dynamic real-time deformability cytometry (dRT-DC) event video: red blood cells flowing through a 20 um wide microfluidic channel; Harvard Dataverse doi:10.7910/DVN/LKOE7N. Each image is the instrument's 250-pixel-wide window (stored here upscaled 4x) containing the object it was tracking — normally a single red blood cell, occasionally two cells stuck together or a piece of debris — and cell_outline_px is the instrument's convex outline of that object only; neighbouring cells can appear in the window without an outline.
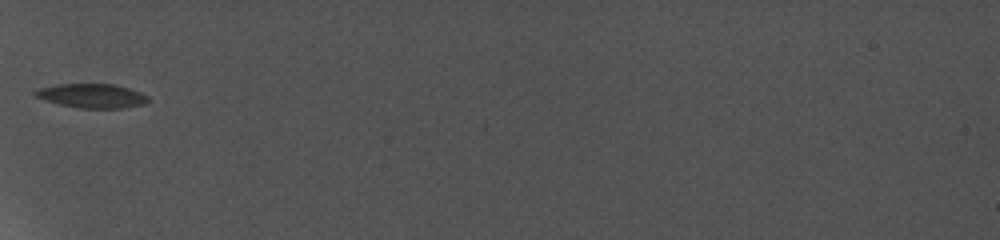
{"species": "common noctule bat (a hibernating species)", "species_latin": "Nyctalus noctula", "temperature_condition": "cold", "stored_images_in_passage": 8, "camera_frame_rate_fps": 5000, "um_per_image_px": 0.085, "animal": {"sex": "female", "body_mass_g": 19.0, "forearm_length_mm": 56.7}, "frame": {"image": 1, "passage_image": 1, "time_ms": 0.0, "image_size_px": [1000, 240], "cell_outline_px": [[148, 100], [140, 104], [120, 108], [84, 108], [64, 104], [48, 100], [36, 96], [32, 92], [40, 88], [60, 84], [112, 84], [128, 88], [140, 92], [148, 96]], "centroid_in_image_um": [7.83, 8.13], "position_along_channel_um": 77.2, "area_um2": 15.26}}
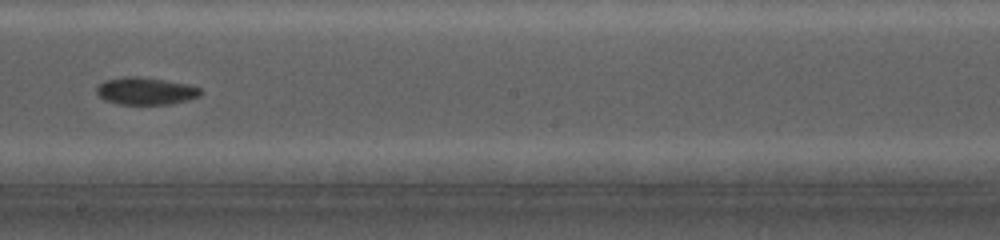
{"frame": {"image": 2, "passage_image": 6, "time_ms": 4.4, "image_size_px": [1000, 240], "cell_outline_px": [[200, 92], [196, 96], [184, 100], [164, 104], [120, 104], [108, 100], [100, 96], [96, 92], [96, 88], [100, 84], [108, 80], [124, 76], [136, 76], [184, 84], [200, 88]], "centroid_in_image_um": [12.31, 7.73], "position_along_channel_um": 235.9, "area_um2": 15.72}}